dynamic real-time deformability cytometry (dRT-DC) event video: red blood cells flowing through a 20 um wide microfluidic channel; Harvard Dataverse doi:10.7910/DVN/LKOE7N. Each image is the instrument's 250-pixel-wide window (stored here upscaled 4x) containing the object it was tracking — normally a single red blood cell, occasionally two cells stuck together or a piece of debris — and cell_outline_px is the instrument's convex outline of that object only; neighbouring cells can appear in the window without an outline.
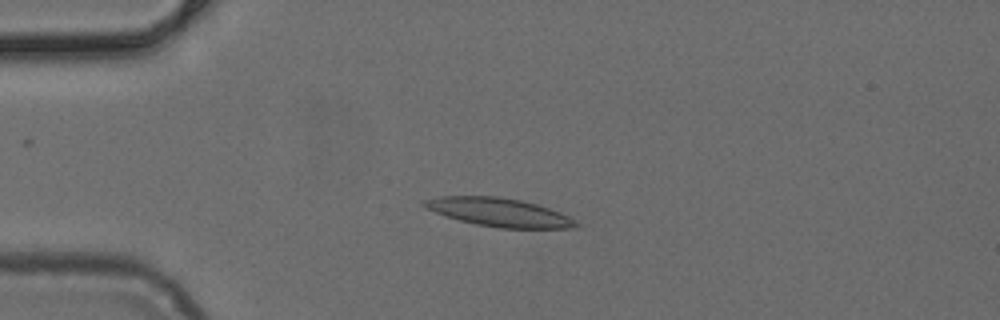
{"species": "common noctule bat (a hibernating species)", "species_latin": "Nyctalus noctula", "temperature_condition": "cold", "stored_images_in_passage": 16, "camera_frame_rate_fps": 3000, "um_per_image_px": 0.085, "animal": {"sex": "female", "body_mass_g": 24.6, "forearm_length_mm": 56.2}, "frame": {"image": 1, "passage_image": 11, "time_ms": 3.333, "image_size_px": [1000, 320], "cell_outline_px": [[580, 228], [496, 228], [476, 224], [460, 220], [424, 208], [420, 204], [420, 200], [440, 196], [496, 196], [520, 200], [536, 204], [560, 212], [568, 216], [580, 224]], "centroid_in_image_um": [42.4, 18.04], "position_along_channel_um": 42.6, "area_um2": 25.2}}